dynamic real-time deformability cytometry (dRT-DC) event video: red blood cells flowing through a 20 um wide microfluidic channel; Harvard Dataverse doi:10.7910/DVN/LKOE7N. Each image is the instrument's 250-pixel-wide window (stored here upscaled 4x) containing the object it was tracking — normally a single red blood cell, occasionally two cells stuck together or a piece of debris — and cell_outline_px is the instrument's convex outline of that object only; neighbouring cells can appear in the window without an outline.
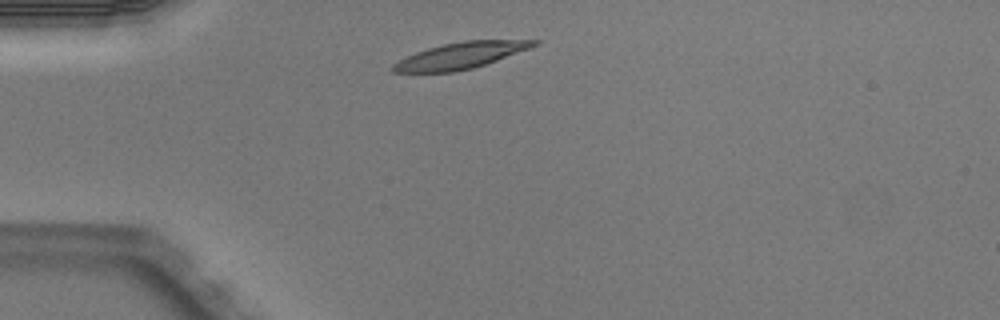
{"species": "Egyptian fruit bat (a non-hibernating species)", "species_latin": "Rousettus aegyptiacus", "temperature_condition": "warm", "stored_images_in_passage": 4, "camera_frame_rate_fps": 3000, "um_per_image_px": 0.085, "animal": {"sex": "male"}, "frame": {"image": 1, "passage_image": 1, "time_ms": 0.0, "image_size_px": [1000, 320], "cell_outline_px": [[540, 44], [532, 48], [472, 68], [452, 72], [392, 72], [388, 68], [392, 64], [416, 52], [428, 48], [444, 44], [464, 40], [540, 40]], "centroid_in_image_um": [39.16, 4.72], "position_along_channel_um": 45.8, "area_um2": 21.5}}
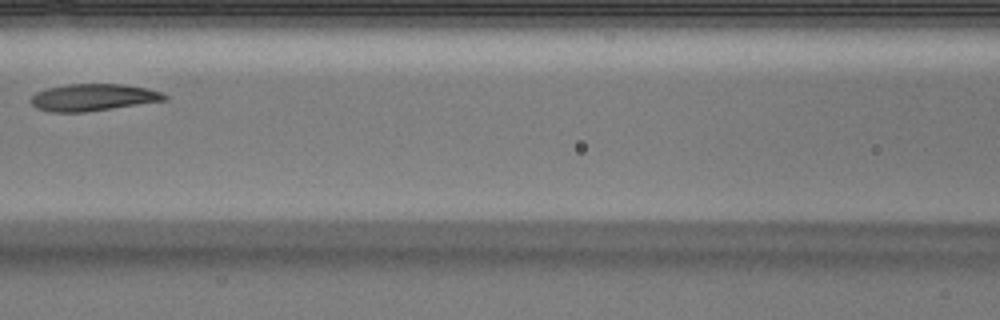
{"frame": {"image": 2, "passage_image": 4, "time_ms": 1.0, "image_size_px": [1000, 320], "cell_outline_px": [[168, 100], [84, 112], [52, 112], [36, 108], [28, 100], [36, 92], [48, 88], [68, 84], [124, 84], [148, 88], [160, 92], [168, 96]], "centroid_in_image_um": [7.91, 8.27], "position_along_channel_um": 158.7, "area_um2": 21.04}}